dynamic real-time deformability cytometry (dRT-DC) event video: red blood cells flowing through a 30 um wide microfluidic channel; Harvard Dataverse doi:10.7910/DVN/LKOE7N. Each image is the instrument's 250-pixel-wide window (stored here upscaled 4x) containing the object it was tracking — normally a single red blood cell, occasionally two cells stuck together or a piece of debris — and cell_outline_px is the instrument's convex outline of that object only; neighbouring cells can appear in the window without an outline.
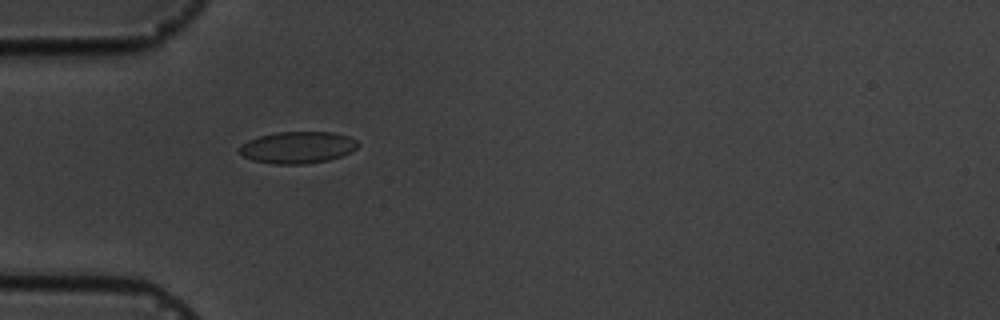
{"species": "common noctule bat (a hibernating species)", "species_latin": "Nyctalus noctula", "temperature_condition": "cold", "stored_images_in_passage": 3, "camera_frame_rate_fps": 3000, "um_per_image_px": 0.085, "animal": {"sex": "male", "body_mass_g": 19.5, "forearm_length_mm": 54.6}, "frame": {"image": 1, "passage_image": 1, "time_ms": 0.0, "image_size_px": [1000, 320], "cell_outline_px": [[360, 144], [352, 152], [328, 160], [304, 164], [276, 164], [252, 160], [244, 156], [240, 152], [240, 144], [248, 140], [260, 136], [276, 132], [332, 132], [348, 136], [356, 140]], "centroid_in_image_um": [25.31, 12.53], "position_along_channel_um": 59.7, "area_um2": 21.91}}
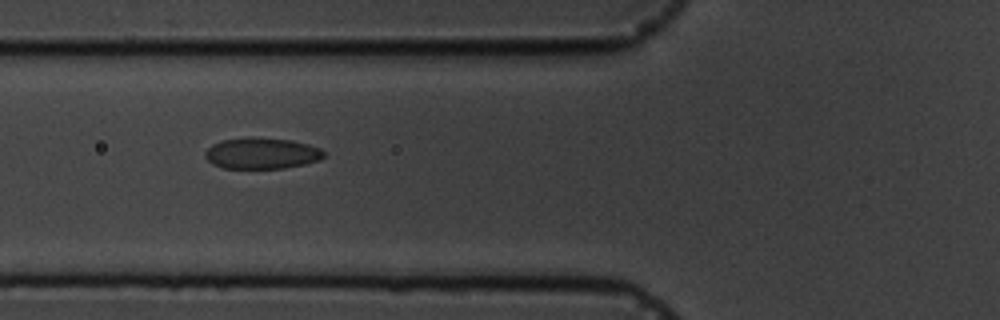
{"frame": {"image": 2, "passage_image": 2, "time_ms": 1.333, "image_size_px": [1000, 320], "cell_outline_px": [[324, 156], [320, 160], [304, 164], [284, 168], [224, 168], [212, 164], [204, 156], [204, 152], [212, 144], [224, 140], [252, 136], [292, 140], [308, 144], [320, 148], [324, 152]], "centroid_in_image_um": [22.24, 13.02], "position_along_channel_um": 103.6, "area_um2": 21.68}}
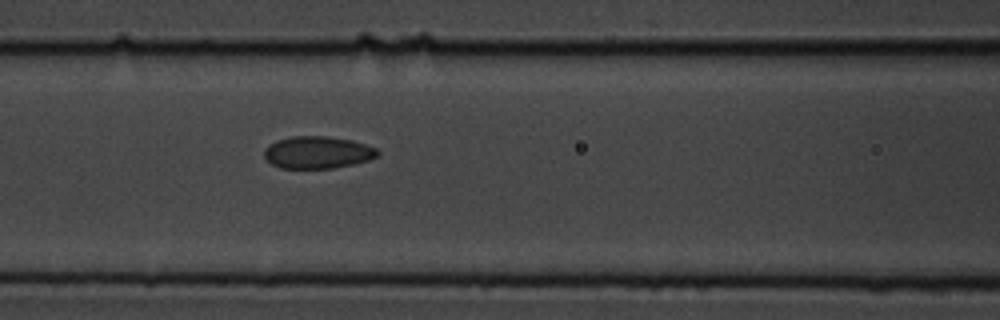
{"frame": {"image": 3, "passage_image": 3, "time_ms": 2.333, "image_size_px": [1000, 320], "cell_outline_px": [[380, 152], [376, 156], [368, 160], [352, 164], [332, 168], [280, 168], [272, 164], [264, 156], [264, 148], [268, 144], [276, 140], [292, 136], [328, 136], [352, 140], [376, 148]], "centroid_in_image_um": [26.96, 12.94], "position_along_channel_um": 139.6, "area_um2": 21.27}}